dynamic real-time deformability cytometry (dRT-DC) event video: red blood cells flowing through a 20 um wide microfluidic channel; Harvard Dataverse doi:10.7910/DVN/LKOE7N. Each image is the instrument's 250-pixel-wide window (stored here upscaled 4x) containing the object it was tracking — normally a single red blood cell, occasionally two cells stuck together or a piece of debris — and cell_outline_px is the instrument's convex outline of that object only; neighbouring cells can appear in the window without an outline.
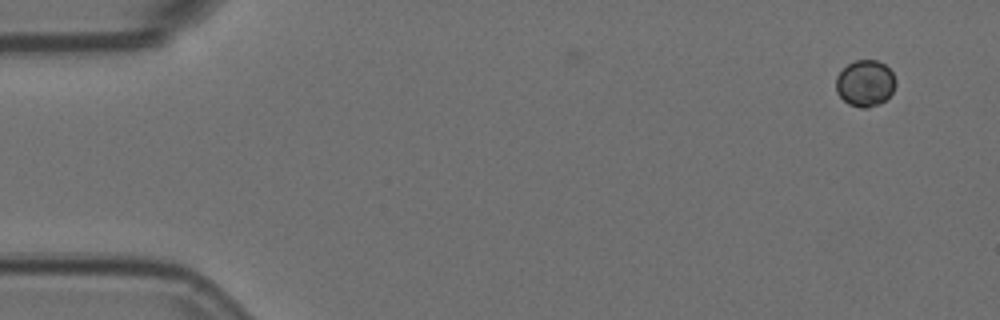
{"species": "Egyptian fruit bat (a non-hibernating species)", "species_latin": "Rousettus aegyptiacus", "temperature_condition": "room temperature", "stored_images_in_passage": 4, "camera_frame_rate_fps": 3000, "um_per_image_px": 0.085, "animal": {"sex": "female"}, "frame": {"image": 1, "passage_image": 1, "time_ms": 0.0, "image_size_px": [1000, 320], "cell_outline_px": [[896, 84], [892, 92], [880, 104], [868, 108], [860, 108], [848, 104], [836, 92], [836, 76], [848, 64], [856, 60], [876, 60], [884, 64], [892, 72], [896, 80]], "centroid_in_image_um": [73.54, 7.09], "position_along_channel_um": 11.5, "area_um2": 16.13}}
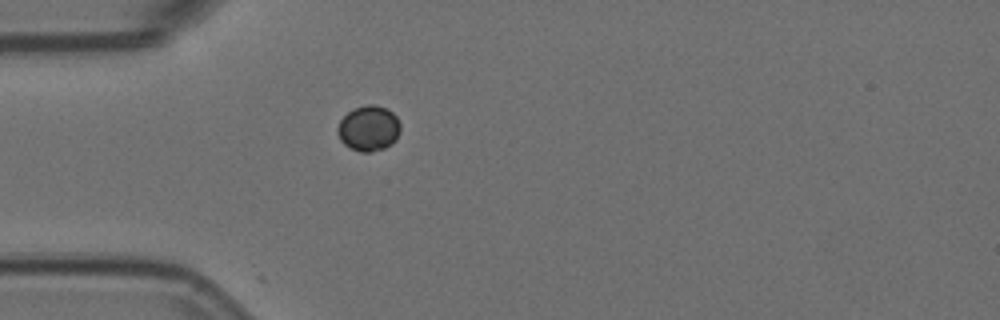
{"frame": {"image": 2, "passage_image": 4, "time_ms": 1.0, "image_size_px": [1000, 320], "cell_outline_px": [[400, 132], [396, 140], [392, 144], [384, 148], [372, 152], [360, 152], [344, 144], [340, 140], [336, 128], [340, 120], [352, 108], [368, 104], [376, 104], [388, 108], [396, 116], [400, 124]], "centroid_in_image_um": [31.35, 10.89], "position_along_channel_um": 53.7, "area_um2": 16.88}}